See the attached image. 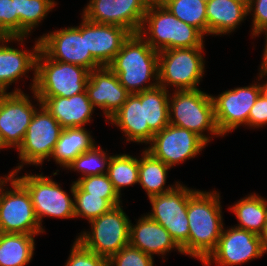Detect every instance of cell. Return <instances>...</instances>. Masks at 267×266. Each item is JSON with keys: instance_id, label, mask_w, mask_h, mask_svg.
<instances>
[{"instance_id": "16", "label": "cell", "mask_w": 267, "mask_h": 266, "mask_svg": "<svg viewBox=\"0 0 267 266\" xmlns=\"http://www.w3.org/2000/svg\"><path fill=\"white\" fill-rule=\"evenodd\" d=\"M264 255L259 235L235 226L223 228L215 250L203 266H236Z\"/></svg>"}, {"instance_id": "45", "label": "cell", "mask_w": 267, "mask_h": 266, "mask_svg": "<svg viewBox=\"0 0 267 266\" xmlns=\"http://www.w3.org/2000/svg\"><path fill=\"white\" fill-rule=\"evenodd\" d=\"M9 149V147L5 144L2 134L0 133V150Z\"/></svg>"}, {"instance_id": "34", "label": "cell", "mask_w": 267, "mask_h": 266, "mask_svg": "<svg viewBox=\"0 0 267 266\" xmlns=\"http://www.w3.org/2000/svg\"><path fill=\"white\" fill-rule=\"evenodd\" d=\"M111 155L101 148V145L95 144L90 150L84 151L77 156L65 170L81 172L79 178L93 175L107 174Z\"/></svg>"}, {"instance_id": "37", "label": "cell", "mask_w": 267, "mask_h": 266, "mask_svg": "<svg viewBox=\"0 0 267 266\" xmlns=\"http://www.w3.org/2000/svg\"><path fill=\"white\" fill-rule=\"evenodd\" d=\"M65 266H108V259L85 248L75 239Z\"/></svg>"}, {"instance_id": "42", "label": "cell", "mask_w": 267, "mask_h": 266, "mask_svg": "<svg viewBox=\"0 0 267 266\" xmlns=\"http://www.w3.org/2000/svg\"><path fill=\"white\" fill-rule=\"evenodd\" d=\"M264 39H265V46L263 49V54H262V61H261V65L259 66L261 70L266 71L267 72V32H265L264 35Z\"/></svg>"}, {"instance_id": "33", "label": "cell", "mask_w": 267, "mask_h": 266, "mask_svg": "<svg viewBox=\"0 0 267 266\" xmlns=\"http://www.w3.org/2000/svg\"><path fill=\"white\" fill-rule=\"evenodd\" d=\"M162 5L176 18L208 35L206 2L203 0H165Z\"/></svg>"}, {"instance_id": "4", "label": "cell", "mask_w": 267, "mask_h": 266, "mask_svg": "<svg viewBox=\"0 0 267 266\" xmlns=\"http://www.w3.org/2000/svg\"><path fill=\"white\" fill-rule=\"evenodd\" d=\"M169 124L196 133L207 144L213 136H222L215 119L212 95L201 89L174 90L170 93Z\"/></svg>"}, {"instance_id": "17", "label": "cell", "mask_w": 267, "mask_h": 266, "mask_svg": "<svg viewBox=\"0 0 267 266\" xmlns=\"http://www.w3.org/2000/svg\"><path fill=\"white\" fill-rule=\"evenodd\" d=\"M148 4L144 0H89L82 15L89 21L111 24L137 34Z\"/></svg>"}, {"instance_id": "31", "label": "cell", "mask_w": 267, "mask_h": 266, "mask_svg": "<svg viewBox=\"0 0 267 266\" xmlns=\"http://www.w3.org/2000/svg\"><path fill=\"white\" fill-rule=\"evenodd\" d=\"M169 96L160 85L145 90V124L154 134L169 124Z\"/></svg>"}, {"instance_id": "20", "label": "cell", "mask_w": 267, "mask_h": 266, "mask_svg": "<svg viewBox=\"0 0 267 266\" xmlns=\"http://www.w3.org/2000/svg\"><path fill=\"white\" fill-rule=\"evenodd\" d=\"M129 245L152 257L157 254L165 258L164 256L172 250L183 254L169 232L145 214L136 224L130 223Z\"/></svg>"}, {"instance_id": "26", "label": "cell", "mask_w": 267, "mask_h": 266, "mask_svg": "<svg viewBox=\"0 0 267 266\" xmlns=\"http://www.w3.org/2000/svg\"><path fill=\"white\" fill-rule=\"evenodd\" d=\"M142 158H139V183L146 192L147 197L165 194L174 189L180 182L173 185H166L168 171L170 167L163 161L152 156L148 151L143 149Z\"/></svg>"}, {"instance_id": "39", "label": "cell", "mask_w": 267, "mask_h": 266, "mask_svg": "<svg viewBox=\"0 0 267 266\" xmlns=\"http://www.w3.org/2000/svg\"><path fill=\"white\" fill-rule=\"evenodd\" d=\"M0 37H16L15 0H0Z\"/></svg>"}, {"instance_id": "19", "label": "cell", "mask_w": 267, "mask_h": 266, "mask_svg": "<svg viewBox=\"0 0 267 266\" xmlns=\"http://www.w3.org/2000/svg\"><path fill=\"white\" fill-rule=\"evenodd\" d=\"M86 92L93 107L105 114V122L122 107L130 94L108 66L89 72Z\"/></svg>"}, {"instance_id": "21", "label": "cell", "mask_w": 267, "mask_h": 266, "mask_svg": "<svg viewBox=\"0 0 267 266\" xmlns=\"http://www.w3.org/2000/svg\"><path fill=\"white\" fill-rule=\"evenodd\" d=\"M131 33L117 25L101 24L86 19L87 52L101 65L108 66Z\"/></svg>"}, {"instance_id": "27", "label": "cell", "mask_w": 267, "mask_h": 266, "mask_svg": "<svg viewBox=\"0 0 267 266\" xmlns=\"http://www.w3.org/2000/svg\"><path fill=\"white\" fill-rule=\"evenodd\" d=\"M247 195L228 209L235 214L238 220L235 227L259 235L263 231L267 218V199L254 192Z\"/></svg>"}, {"instance_id": "29", "label": "cell", "mask_w": 267, "mask_h": 266, "mask_svg": "<svg viewBox=\"0 0 267 266\" xmlns=\"http://www.w3.org/2000/svg\"><path fill=\"white\" fill-rule=\"evenodd\" d=\"M56 5L55 0H15L16 37H29Z\"/></svg>"}, {"instance_id": "7", "label": "cell", "mask_w": 267, "mask_h": 266, "mask_svg": "<svg viewBox=\"0 0 267 266\" xmlns=\"http://www.w3.org/2000/svg\"><path fill=\"white\" fill-rule=\"evenodd\" d=\"M8 183L10 189L7 187ZM44 232L35 215L28 191L8 174L0 180V233L38 236Z\"/></svg>"}, {"instance_id": "9", "label": "cell", "mask_w": 267, "mask_h": 266, "mask_svg": "<svg viewBox=\"0 0 267 266\" xmlns=\"http://www.w3.org/2000/svg\"><path fill=\"white\" fill-rule=\"evenodd\" d=\"M11 174L29 193L34 207L35 215L42 226L44 217L73 219L74 215V197L72 198L62 189L58 182H55L51 176L41 174L26 173L19 176L18 172Z\"/></svg>"}, {"instance_id": "25", "label": "cell", "mask_w": 267, "mask_h": 266, "mask_svg": "<svg viewBox=\"0 0 267 266\" xmlns=\"http://www.w3.org/2000/svg\"><path fill=\"white\" fill-rule=\"evenodd\" d=\"M95 144L90 131L85 127L65 128L51 157L57 165L65 169L77 156L90 150Z\"/></svg>"}, {"instance_id": "2", "label": "cell", "mask_w": 267, "mask_h": 266, "mask_svg": "<svg viewBox=\"0 0 267 266\" xmlns=\"http://www.w3.org/2000/svg\"><path fill=\"white\" fill-rule=\"evenodd\" d=\"M158 57L159 52L138 33L131 34L108 67L126 90L135 94L159 85Z\"/></svg>"}, {"instance_id": "6", "label": "cell", "mask_w": 267, "mask_h": 266, "mask_svg": "<svg viewBox=\"0 0 267 266\" xmlns=\"http://www.w3.org/2000/svg\"><path fill=\"white\" fill-rule=\"evenodd\" d=\"M204 47L162 50L158 57V83L173 90H197L204 77ZM169 86V87H167Z\"/></svg>"}, {"instance_id": "3", "label": "cell", "mask_w": 267, "mask_h": 266, "mask_svg": "<svg viewBox=\"0 0 267 266\" xmlns=\"http://www.w3.org/2000/svg\"><path fill=\"white\" fill-rule=\"evenodd\" d=\"M138 34L156 51L204 47V35L162 4L148 5Z\"/></svg>"}, {"instance_id": "23", "label": "cell", "mask_w": 267, "mask_h": 266, "mask_svg": "<svg viewBox=\"0 0 267 266\" xmlns=\"http://www.w3.org/2000/svg\"><path fill=\"white\" fill-rule=\"evenodd\" d=\"M45 109L65 128L84 127L91 123L96 110L87 92L71 97H38Z\"/></svg>"}, {"instance_id": "18", "label": "cell", "mask_w": 267, "mask_h": 266, "mask_svg": "<svg viewBox=\"0 0 267 266\" xmlns=\"http://www.w3.org/2000/svg\"><path fill=\"white\" fill-rule=\"evenodd\" d=\"M24 39L27 37H0V92H7L12 83L17 81L23 76L28 78L27 73L34 71V76L31 79L30 90H34L36 82V58L40 50V38L35 40L33 48L29 51L13 48L8 45L10 42H19L23 44Z\"/></svg>"}, {"instance_id": "24", "label": "cell", "mask_w": 267, "mask_h": 266, "mask_svg": "<svg viewBox=\"0 0 267 266\" xmlns=\"http://www.w3.org/2000/svg\"><path fill=\"white\" fill-rule=\"evenodd\" d=\"M208 35H226L234 32L248 16L244 0H209L206 2Z\"/></svg>"}, {"instance_id": "11", "label": "cell", "mask_w": 267, "mask_h": 266, "mask_svg": "<svg viewBox=\"0 0 267 266\" xmlns=\"http://www.w3.org/2000/svg\"><path fill=\"white\" fill-rule=\"evenodd\" d=\"M79 26L50 31L40 36V49L52 60L76 64L89 71L102 67L87 52L86 18L82 16Z\"/></svg>"}, {"instance_id": "8", "label": "cell", "mask_w": 267, "mask_h": 266, "mask_svg": "<svg viewBox=\"0 0 267 266\" xmlns=\"http://www.w3.org/2000/svg\"><path fill=\"white\" fill-rule=\"evenodd\" d=\"M88 223L91 230L81 232L76 240L97 255L109 260L129 245L131 220L122 205L113 207Z\"/></svg>"}, {"instance_id": "28", "label": "cell", "mask_w": 267, "mask_h": 266, "mask_svg": "<svg viewBox=\"0 0 267 266\" xmlns=\"http://www.w3.org/2000/svg\"><path fill=\"white\" fill-rule=\"evenodd\" d=\"M35 235L0 233V266H27L35 251Z\"/></svg>"}, {"instance_id": "40", "label": "cell", "mask_w": 267, "mask_h": 266, "mask_svg": "<svg viewBox=\"0 0 267 266\" xmlns=\"http://www.w3.org/2000/svg\"><path fill=\"white\" fill-rule=\"evenodd\" d=\"M267 125V96L261 92L248 116V127L262 128Z\"/></svg>"}, {"instance_id": "32", "label": "cell", "mask_w": 267, "mask_h": 266, "mask_svg": "<svg viewBox=\"0 0 267 266\" xmlns=\"http://www.w3.org/2000/svg\"><path fill=\"white\" fill-rule=\"evenodd\" d=\"M139 159L129 154L112 155L107 175L121 196L122 189L139 183Z\"/></svg>"}, {"instance_id": "30", "label": "cell", "mask_w": 267, "mask_h": 266, "mask_svg": "<svg viewBox=\"0 0 267 266\" xmlns=\"http://www.w3.org/2000/svg\"><path fill=\"white\" fill-rule=\"evenodd\" d=\"M70 192L74 197L75 218L84 217L88 222L122 204L121 199H104L84 192L75 182H72Z\"/></svg>"}, {"instance_id": "36", "label": "cell", "mask_w": 267, "mask_h": 266, "mask_svg": "<svg viewBox=\"0 0 267 266\" xmlns=\"http://www.w3.org/2000/svg\"><path fill=\"white\" fill-rule=\"evenodd\" d=\"M154 258L127 245L108 260V266H154Z\"/></svg>"}, {"instance_id": "5", "label": "cell", "mask_w": 267, "mask_h": 266, "mask_svg": "<svg viewBox=\"0 0 267 266\" xmlns=\"http://www.w3.org/2000/svg\"><path fill=\"white\" fill-rule=\"evenodd\" d=\"M89 70L85 67L54 61L41 49L36 58L34 92L38 97H71L86 91Z\"/></svg>"}, {"instance_id": "22", "label": "cell", "mask_w": 267, "mask_h": 266, "mask_svg": "<svg viewBox=\"0 0 267 266\" xmlns=\"http://www.w3.org/2000/svg\"><path fill=\"white\" fill-rule=\"evenodd\" d=\"M119 127L126 142L145 143L152 140L154 133L145 124V91L129 94L122 107L108 120Z\"/></svg>"}, {"instance_id": "13", "label": "cell", "mask_w": 267, "mask_h": 266, "mask_svg": "<svg viewBox=\"0 0 267 266\" xmlns=\"http://www.w3.org/2000/svg\"><path fill=\"white\" fill-rule=\"evenodd\" d=\"M31 92L34 101L37 100L35 106L31 103L29 94H25L20 88L16 87L12 92H0V133L10 149L19 148L37 106L41 105L34 90Z\"/></svg>"}, {"instance_id": "15", "label": "cell", "mask_w": 267, "mask_h": 266, "mask_svg": "<svg viewBox=\"0 0 267 266\" xmlns=\"http://www.w3.org/2000/svg\"><path fill=\"white\" fill-rule=\"evenodd\" d=\"M261 92V83L254 81L248 86L226 90L218 96L212 95L215 119L222 137L239 126L248 127L250 110Z\"/></svg>"}, {"instance_id": "14", "label": "cell", "mask_w": 267, "mask_h": 266, "mask_svg": "<svg viewBox=\"0 0 267 266\" xmlns=\"http://www.w3.org/2000/svg\"><path fill=\"white\" fill-rule=\"evenodd\" d=\"M148 145L144 148L146 151L172 168L197 157L207 143L188 129L168 124L154 134Z\"/></svg>"}, {"instance_id": "12", "label": "cell", "mask_w": 267, "mask_h": 266, "mask_svg": "<svg viewBox=\"0 0 267 266\" xmlns=\"http://www.w3.org/2000/svg\"><path fill=\"white\" fill-rule=\"evenodd\" d=\"M148 199L152 210L146 214L161 224L182 249L183 255H187V240L189 237V220L187 219L188 187L179 183L171 191Z\"/></svg>"}, {"instance_id": "43", "label": "cell", "mask_w": 267, "mask_h": 266, "mask_svg": "<svg viewBox=\"0 0 267 266\" xmlns=\"http://www.w3.org/2000/svg\"><path fill=\"white\" fill-rule=\"evenodd\" d=\"M266 76H267V72L260 69L257 79L258 81L262 80L263 82V83L261 82L262 93H264L267 96V77ZM263 78H265L266 80Z\"/></svg>"}, {"instance_id": "38", "label": "cell", "mask_w": 267, "mask_h": 266, "mask_svg": "<svg viewBox=\"0 0 267 266\" xmlns=\"http://www.w3.org/2000/svg\"><path fill=\"white\" fill-rule=\"evenodd\" d=\"M248 16H252L251 37L267 32V0H250L247 3Z\"/></svg>"}, {"instance_id": "10", "label": "cell", "mask_w": 267, "mask_h": 266, "mask_svg": "<svg viewBox=\"0 0 267 266\" xmlns=\"http://www.w3.org/2000/svg\"><path fill=\"white\" fill-rule=\"evenodd\" d=\"M62 130L58 121L41 104L33 114L25 137L17 149L21 164L18 163L9 173H19L28 164L42 167L44 160L50 161Z\"/></svg>"}, {"instance_id": "41", "label": "cell", "mask_w": 267, "mask_h": 266, "mask_svg": "<svg viewBox=\"0 0 267 266\" xmlns=\"http://www.w3.org/2000/svg\"><path fill=\"white\" fill-rule=\"evenodd\" d=\"M259 238H260L263 252H264V254H266L267 253V218H266V222H265L263 231L259 234Z\"/></svg>"}, {"instance_id": "35", "label": "cell", "mask_w": 267, "mask_h": 266, "mask_svg": "<svg viewBox=\"0 0 267 266\" xmlns=\"http://www.w3.org/2000/svg\"><path fill=\"white\" fill-rule=\"evenodd\" d=\"M75 182L84 192L104 199H121L107 174L78 178Z\"/></svg>"}, {"instance_id": "1", "label": "cell", "mask_w": 267, "mask_h": 266, "mask_svg": "<svg viewBox=\"0 0 267 266\" xmlns=\"http://www.w3.org/2000/svg\"><path fill=\"white\" fill-rule=\"evenodd\" d=\"M220 200V193L216 190L206 192L188 188L187 255L201 263L215 250L224 228Z\"/></svg>"}, {"instance_id": "44", "label": "cell", "mask_w": 267, "mask_h": 266, "mask_svg": "<svg viewBox=\"0 0 267 266\" xmlns=\"http://www.w3.org/2000/svg\"><path fill=\"white\" fill-rule=\"evenodd\" d=\"M148 5L162 4L165 0H144Z\"/></svg>"}]
</instances>
